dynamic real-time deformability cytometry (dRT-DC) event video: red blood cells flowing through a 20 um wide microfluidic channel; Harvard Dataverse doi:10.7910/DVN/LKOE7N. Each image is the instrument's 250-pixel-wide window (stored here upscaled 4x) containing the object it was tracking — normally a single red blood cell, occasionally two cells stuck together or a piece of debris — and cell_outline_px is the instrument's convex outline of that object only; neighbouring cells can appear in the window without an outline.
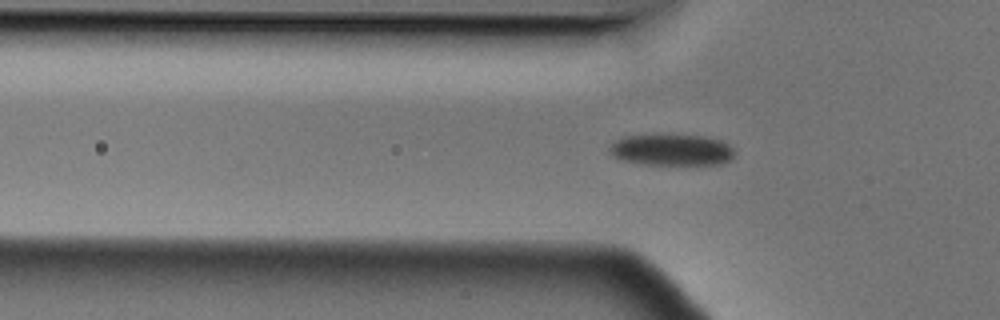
{"species": "Egyptian fruit bat (a non-hibernating species)", "species_latin": "Rousettus aegyptiacus", "temperature_condition": "cold", "stored_images_in_passage": 57, "camera_frame_rate_fps": 3000, "um_per_image_px": 0.085, "animal": {"sex": "male"}, "frame": {"image": 1, "passage_image": 18, "time_ms": 5.667, "image_size_px": [1000, 320], "cell_outline_px": [[732, 156], [728, 160], [720, 164], [640, 164], [624, 160], [608, 152], [608, 148], [616, 140], [624, 136], [660, 132], [704, 136], [720, 140], [728, 144], [732, 148]], "centroid_in_image_um": [57.03, 12.69], "position_along_channel_um": 68.8, "area_um2": 23.35}}
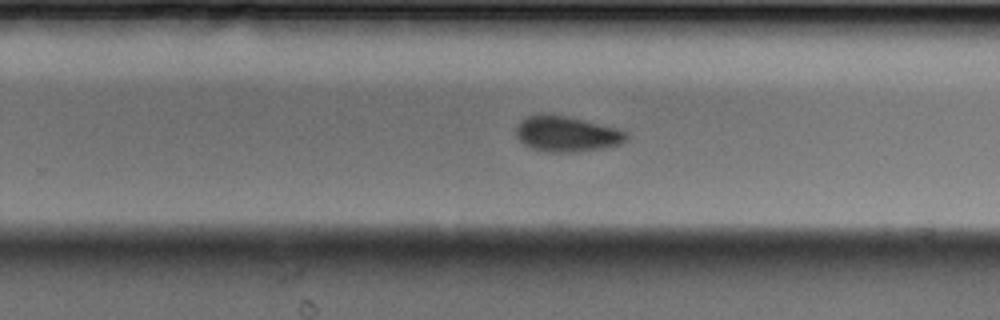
{"frame": {"image": 2, "passage_image": 36, "time_ms": 11.667, "image_size_px": [1000, 320], "cell_outline_px": [[628, 136], [620, 144], [600, 148], [576, 152], [552, 152], [532, 148], [524, 144], [516, 136], [516, 128], [520, 120], [528, 116], [568, 116], [616, 128], [624, 132]], "centroid_in_image_um": [48.15, 11.4], "position_along_channel_um": 281.7, "area_um2": 22.14}}
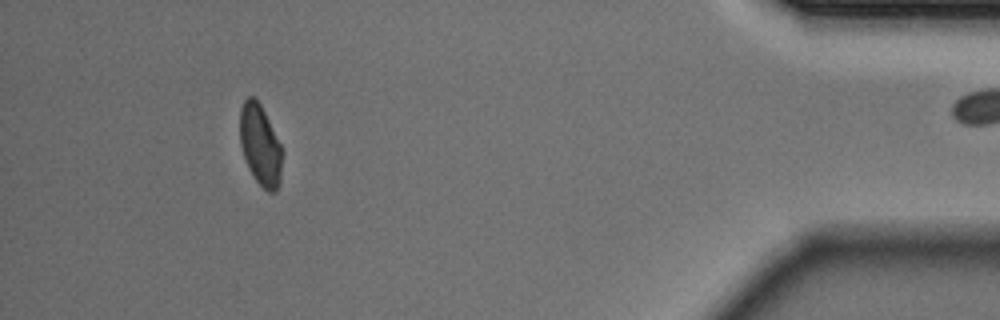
{"frame": {"image": 3, "passage_image": 52, "time_ms": 17.0, "image_size_px": [1000, 320], "cell_outline_px": [[284, 152], [280, 184], [276, 192], [268, 192], [252, 176], [248, 168], [240, 144], [240, 108], [244, 100], [248, 96], [252, 96], [260, 104]], "centroid_in_image_um": [22.14, 12.38], "position_along_channel_um": 413.1, "area_um2": 20.06}, "authors_computed_cell_mechanics": {"area_um2": 22.3108, "velocity_mm_per_s": 3.544, "shape_relaxation_time_tau1_ms": 2.1081, "shape_relaxation_time_tau2_ms": null, "deformation_change_tau1": 0.0648, "deformation_change_tau2": null}}